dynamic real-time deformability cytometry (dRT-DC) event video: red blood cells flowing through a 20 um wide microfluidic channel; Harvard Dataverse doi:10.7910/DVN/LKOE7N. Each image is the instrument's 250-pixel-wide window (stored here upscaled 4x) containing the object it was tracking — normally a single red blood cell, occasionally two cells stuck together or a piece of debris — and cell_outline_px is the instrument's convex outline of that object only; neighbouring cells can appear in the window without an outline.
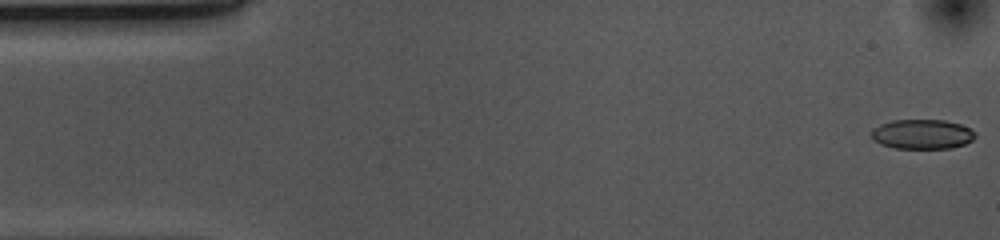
{"species": "common noctule bat (a hibernating species)", "species_latin": "Nyctalus noctula", "temperature_condition": "cold", "stored_images_in_passage": 53, "camera_frame_rate_fps": 3000, "um_per_image_px": 0.085, "animal": {"sex": "female", "body_mass_g": 10.0, "forearm_length_mm": 53.1}, "frame": {"image": 1, "passage_image": 1, "time_ms": 0.0, "image_size_px": [1000, 240], "cell_outline_px": [[976, 136], [972, 140], [964, 144], [952, 148], [892, 148], [880, 144], [872, 140], [872, 128], [880, 124], [892, 120], [944, 120], [960, 124], [976, 132]], "centroid_in_image_um": [78.36, 11.41], "position_along_channel_um": 6.6, "area_um2": 18.03}}
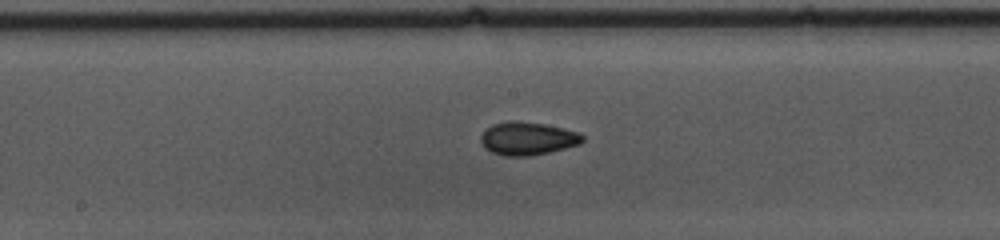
{"frame": {"image": 2, "passage_image": 26, "time_ms": 8.333, "image_size_px": [1000, 240], "cell_outline_px": [[584, 140], [580, 144], [548, 152], [528, 156], [504, 156], [492, 152], [480, 140], [480, 136], [492, 124], [512, 120], [516, 120], [544, 124], [564, 128], [580, 132], [584, 136]], "centroid_in_image_um": [44.88, 11.76], "position_along_channel_um": 203.3, "area_um2": 19.48}}
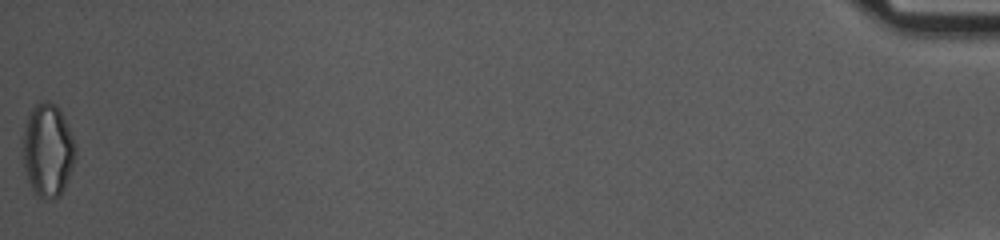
{"frame": {"image": 3, "passage_image": 53, "time_ms": 17.333, "image_size_px": [1000, 240], "cell_outline_px": [[76, 152], [72, 168], [64, 188], [60, 196], [52, 200], [44, 200], [36, 196], [28, 180], [24, 168], [24, 124], [28, 112], [40, 100], [48, 100], [56, 104], [72, 136], [76, 148]], "centroid_in_image_um": [4.05, 12.78], "position_along_channel_um": 431.2, "area_um2": 28.55}, "authors_computed_cell_mechanics": {"area_um2": 18.9584, "velocity_mm_per_s": 3.7082, "shape_relaxation_time_tau1_ms": 3.8014, "shape_relaxation_time_tau2_ms": 7.0428, "deformation_change_tau1": 0.0942, "deformation_change_tau2": 0.1078}}